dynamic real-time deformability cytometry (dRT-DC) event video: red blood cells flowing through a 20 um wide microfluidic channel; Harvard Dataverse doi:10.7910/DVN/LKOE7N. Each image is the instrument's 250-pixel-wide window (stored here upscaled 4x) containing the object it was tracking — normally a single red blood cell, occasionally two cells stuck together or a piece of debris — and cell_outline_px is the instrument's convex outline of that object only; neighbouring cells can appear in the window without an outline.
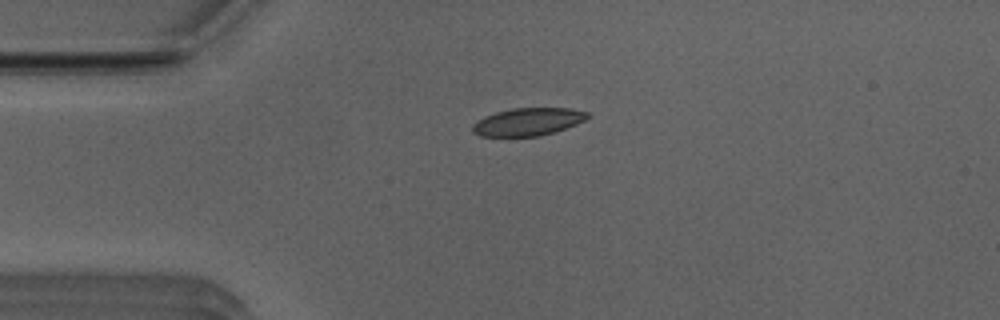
{"species": "Egyptian fruit bat (a non-hibernating species)", "species_latin": "Rousettus aegyptiacus", "temperature_condition": "room temperature", "stored_images_in_passage": 38, "camera_frame_rate_fps": 3000, "um_per_image_px": 0.085, "animal": {"sex": "male"}, "frame": {"image": 1, "passage_image": 1, "time_ms": 0.0, "image_size_px": [1000, 320], "cell_outline_px": [[592, 116], [576, 124], [540, 136], [480, 136], [472, 132], [472, 124], [476, 120], [484, 116], [496, 112], [512, 108], [568, 108], [588, 112]], "centroid_in_image_um": [44.84, 10.34], "position_along_channel_um": 40.2, "area_um2": 18.55}}
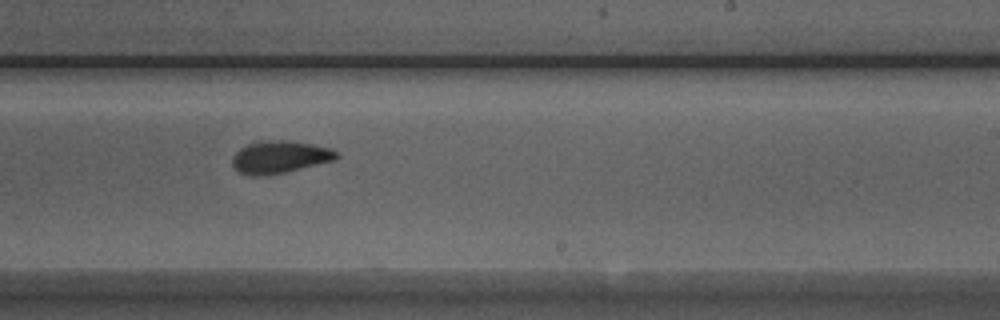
{"frame": {"image": 2, "passage_image": 20, "time_ms": 6.333, "image_size_px": [1000, 320], "cell_outline_px": [[340, 156], [336, 160], [284, 172], [264, 176], [252, 176], [236, 172], [232, 168], [232, 156], [240, 148], [252, 140], [284, 140], [312, 144], [332, 148], [340, 152]], "centroid_in_image_um": [23.75, 13.34], "position_along_channel_um": 265.3, "area_um2": 20.23}}
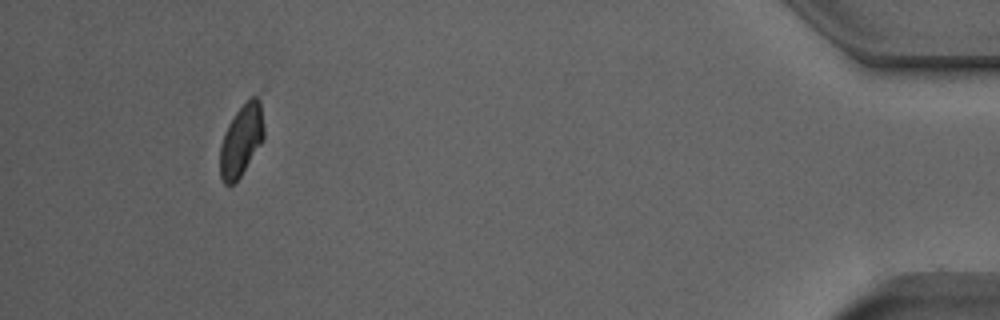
{"frame": {"image": 3, "passage_image": 37, "time_ms": 12.0, "image_size_px": [1000, 320], "cell_outline_px": [[264, 140], [240, 176], [232, 184], [224, 184], [220, 176], [220, 144], [224, 132], [228, 124], [236, 112], [252, 96], [264, 88]], "centroid_in_image_um": [20.59, 11.77], "position_along_channel_um": 414.6, "area_um2": 19.13}, "authors_computed_cell_mechanics": {"area_um2": 19.7387, "velocity_mm_per_s": 3.9385, "shape_relaxation_time_tau1_ms": 3.7196, "shape_relaxation_time_tau2_ms": null, "deformation_change_tau1": 0.1024, "deformation_change_tau2": null}}